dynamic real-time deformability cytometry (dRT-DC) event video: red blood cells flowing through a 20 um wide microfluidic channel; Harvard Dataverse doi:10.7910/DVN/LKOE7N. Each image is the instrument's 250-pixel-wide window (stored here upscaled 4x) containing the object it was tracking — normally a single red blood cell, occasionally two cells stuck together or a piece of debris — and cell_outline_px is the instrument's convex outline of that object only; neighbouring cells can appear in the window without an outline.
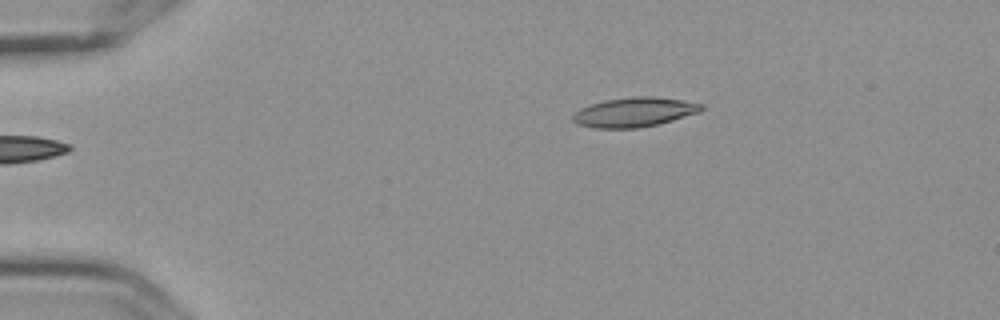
{"species": "Egyptian fruit bat (a non-hibernating species)", "species_latin": "Rousettus aegyptiacus", "temperature_condition": "cold", "stored_images_in_passage": 4, "camera_frame_rate_fps": 3000, "um_per_image_px": 0.085, "frame": {"image": 1, "passage_image": 1, "time_ms": 0.0, "image_size_px": [1000, 320], "cell_outline_px": [[704, 108], [700, 112], [672, 120], [656, 124], [636, 128], [596, 128], [576, 124], [572, 120], [572, 116], [580, 108], [604, 100], [636, 96], [652, 96], [680, 100], [704, 104]], "centroid_in_image_um": [53.9, 9.53], "position_along_channel_um": 31.1, "area_um2": 21.91}}
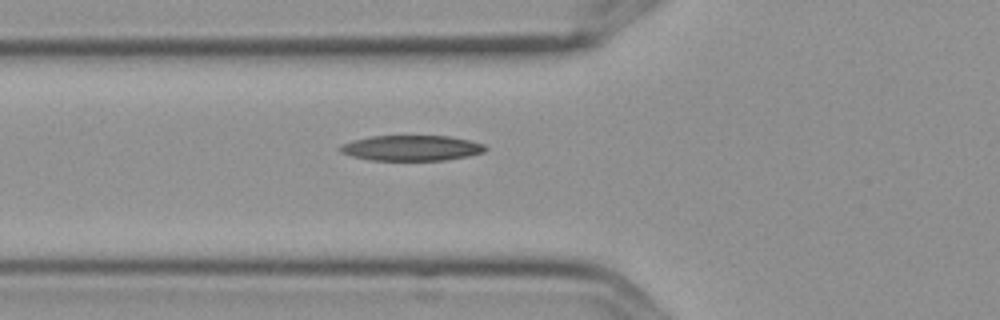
{"frame": {"image": 2, "passage_image": 4, "time_ms": 1.0, "image_size_px": [1000, 320], "cell_outline_px": [[488, 148], [484, 152], [468, 156], [444, 160], [368, 160], [352, 156], [340, 152], [336, 148], [340, 144], [352, 140], [372, 136], [448, 136], [468, 140], [484, 144]], "centroid_in_image_um": [34.93, 12.58], "position_along_channel_um": 90.9, "area_um2": 21.62}}